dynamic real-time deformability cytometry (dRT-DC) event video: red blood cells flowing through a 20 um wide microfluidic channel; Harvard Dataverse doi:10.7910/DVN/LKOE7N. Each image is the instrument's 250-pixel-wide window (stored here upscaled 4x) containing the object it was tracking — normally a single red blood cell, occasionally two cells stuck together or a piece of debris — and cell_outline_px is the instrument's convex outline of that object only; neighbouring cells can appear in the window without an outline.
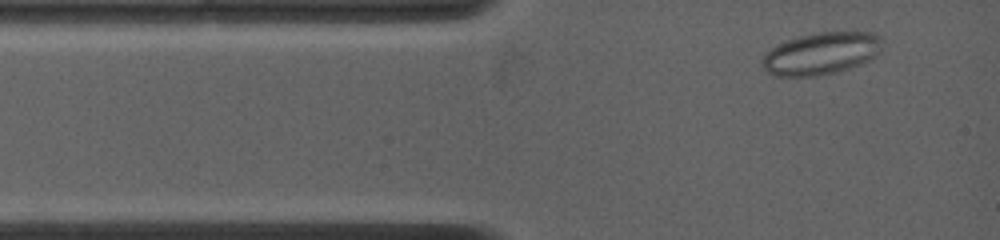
{"species": "common noctule bat (a hibernating species)", "species_latin": "Nyctalus noctula", "temperature_condition": "warm", "stored_images_in_passage": 41, "camera_frame_rate_fps": 4500, "um_per_image_px": 0.085, "animal": {"sex": "female", "body_mass_g": 19.0, "forearm_length_mm": 53.3}, "frame": {"image": 1, "passage_image": 2, "time_ms": 0.444, "image_size_px": [1000, 240], "cell_outline_px": [[884, 44], [880, 52], [868, 60], [860, 64], [836, 72], [816, 76], [772, 76], [760, 64], [760, 60], [764, 52], [776, 44], [800, 36], [820, 32], [856, 28], [872, 32], [880, 36], [884, 40]], "centroid_in_image_um": [69.84, 4.49], "position_along_channel_um": 15.2, "area_um2": 30.58}}
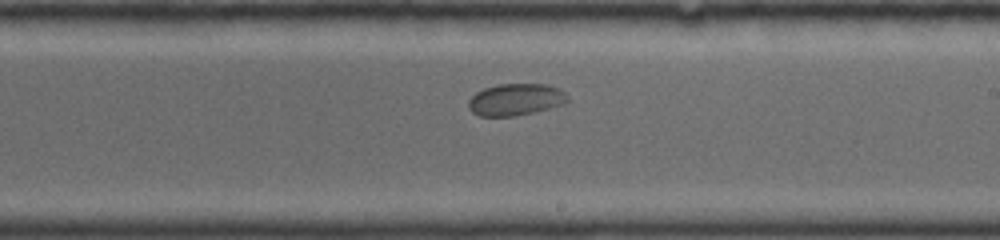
{"frame": {"image": 2, "passage_image": 26, "time_ms": 7.333, "image_size_px": [1000, 240], "cell_outline_px": [[568, 100], [564, 104], [516, 116], [480, 116], [472, 112], [468, 108], [468, 100], [476, 92], [484, 88], [496, 84], [548, 84], [560, 88], [568, 96]], "centroid_in_image_um": [43.82, 8.45], "position_along_channel_um": 245.2, "area_um2": 18.5}}
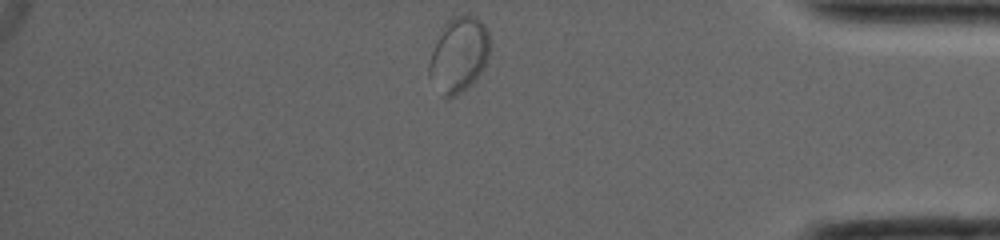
{"frame": {"image": 3, "passage_image": 41, "time_ms": 12.222, "image_size_px": [1000, 240], "cell_outline_px": [[488, 56], [484, 68], [472, 84], [456, 96], [440, 96], [428, 76], [428, 64], [432, 52], [444, 24], [452, 16], [476, 16], [484, 24], [488, 32]], "centroid_in_image_um": [38.98, 4.69], "position_along_channel_um": 396.2, "area_um2": 26.47}, "authors_computed_cell_mechanics": {"area_um2": 18.8428, "velocity_mm_per_s": 3.7389, "shape_relaxation_time_tau1_ms": 0.8024, "shape_relaxation_time_tau2_ms": null, "deformation_change_tau1": null, "deformation_change_tau2": null}}